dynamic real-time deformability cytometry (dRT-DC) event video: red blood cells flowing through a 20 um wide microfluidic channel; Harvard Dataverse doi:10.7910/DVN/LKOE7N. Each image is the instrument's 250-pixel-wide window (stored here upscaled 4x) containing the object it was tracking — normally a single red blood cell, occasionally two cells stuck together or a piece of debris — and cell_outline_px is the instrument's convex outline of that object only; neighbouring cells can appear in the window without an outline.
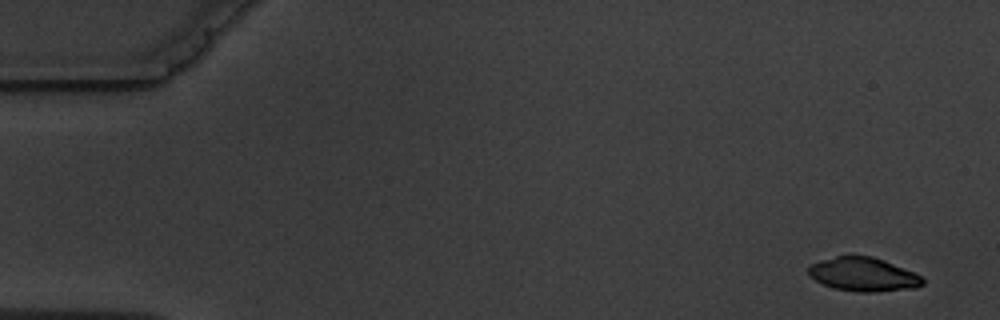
{"species": "common noctule bat (a hibernating species)", "species_latin": "Nyctalus noctula", "temperature_condition": "warm", "stored_images_in_passage": 5, "camera_frame_rate_fps": 3000, "um_per_image_px": 0.085, "animal": {"sex": "male", "body_mass_g": 19.5, "forearm_length_mm": 54.6}, "frame": {"image": 1, "passage_image": 1, "time_ms": 0.0, "image_size_px": [1000, 320], "cell_outline_px": [[924, 284], [916, 288], [872, 292], [860, 292], [832, 288], [808, 276], [808, 268], [812, 264], [820, 260], [848, 252], [852, 252], [872, 256], [884, 260], [912, 272], [920, 276], [924, 280]], "centroid_in_image_um": [73.33, 23.28], "position_along_channel_um": 11.7, "area_um2": 22.95}}
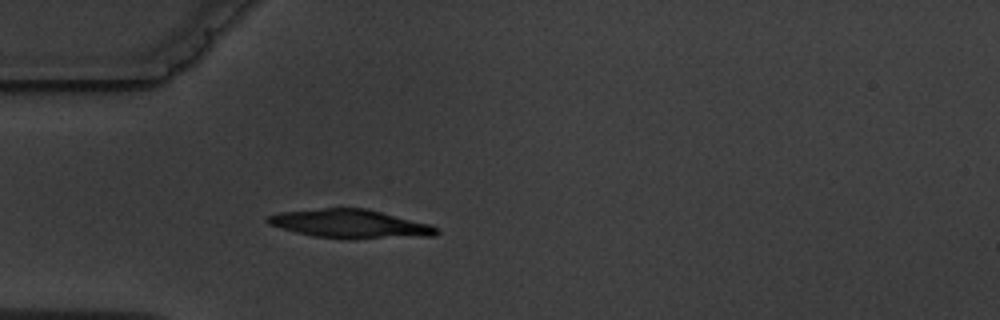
{"frame": {"image": 2, "passage_image": 5, "time_ms": 4.667, "image_size_px": [1000, 320], "cell_outline_px": [[440, 232], [436, 236], [352, 240], [316, 236], [296, 232], [268, 224], [264, 220], [268, 216], [280, 212], [324, 208], [368, 208], [432, 224], [440, 228]], "centroid_in_image_um": [29.88, 19.04], "position_along_channel_um": 55.1, "area_um2": 28.78}}